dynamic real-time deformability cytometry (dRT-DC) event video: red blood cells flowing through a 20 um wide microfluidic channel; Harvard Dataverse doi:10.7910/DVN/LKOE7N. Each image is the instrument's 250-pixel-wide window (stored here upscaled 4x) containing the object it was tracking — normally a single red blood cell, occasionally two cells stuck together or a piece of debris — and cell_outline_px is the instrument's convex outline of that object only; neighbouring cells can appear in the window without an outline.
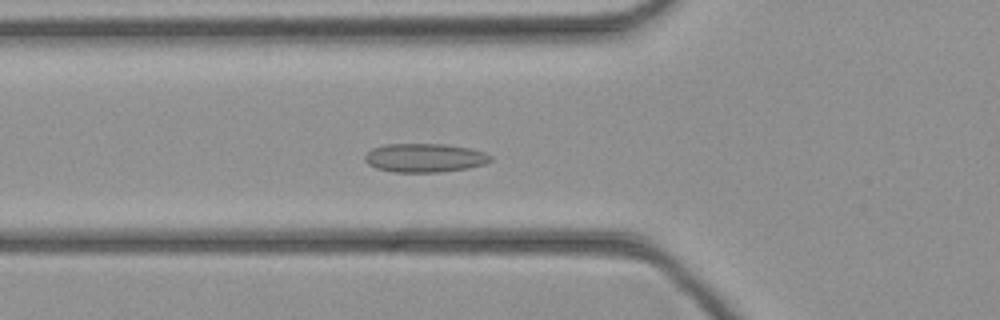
{"species": "common noctule bat (a hibernating species)", "species_latin": "Nyctalus noctula", "temperature_condition": "cold", "stored_images_in_passage": 31, "camera_frame_rate_fps": 3000, "um_per_image_px": 0.085, "animal": {"sex": "female", "body_mass_g": 21.9}, "frame": {"image": 1, "passage_image": 2, "time_ms": 0.333, "image_size_px": [1000, 320], "cell_outline_px": [[492, 160], [484, 164], [468, 168], [440, 172], [392, 172], [376, 168], [368, 164], [364, 160], [364, 156], [372, 148], [384, 144], [444, 144], [468, 148], [484, 152], [492, 156]], "centroid_in_image_um": [36.08, 13.42], "position_along_channel_um": 89.7, "area_um2": 21.1}}
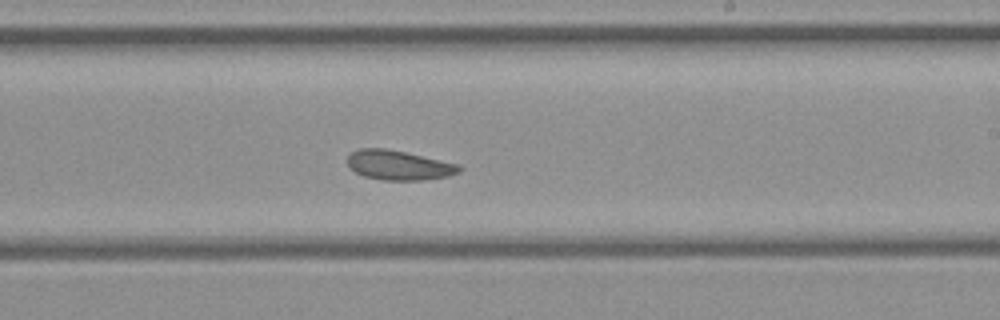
{"frame": {"image": 2, "passage_image": 13, "time_ms": 4.0, "image_size_px": [1000, 320], "cell_outline_px": [[464, 168], [460, 172], [448, 176], [424, 180], [384, 180], [364, 176], [348, 168], [348, 156], [352, 152], [360, 148], [384, 148], [404, 152], [460, 164]], "centroid_in_image_um": [33.92, 14.05], "position_along_channel_um": 255.1, "area_um2": 19.31}}
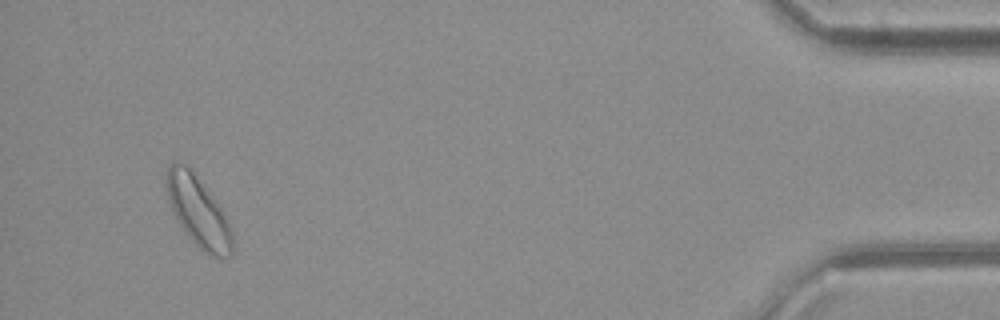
{"frame": {"image": 3, "passage_image": 29, "time_ms": 9.333, "image_size_px": [1000, 320], "cell_outline_px": [[232, 256], [212, 256], [204, 252], [188, 236], [176, 220], [164, 184], [164, 172], [176, 160], [180, 160], [192, 172], [228, 220], [232, 232]], "centroid_in_image_um": [16.79, 17.98], "position_along_channel_um": 418.4, "area_um2": 26.24}}